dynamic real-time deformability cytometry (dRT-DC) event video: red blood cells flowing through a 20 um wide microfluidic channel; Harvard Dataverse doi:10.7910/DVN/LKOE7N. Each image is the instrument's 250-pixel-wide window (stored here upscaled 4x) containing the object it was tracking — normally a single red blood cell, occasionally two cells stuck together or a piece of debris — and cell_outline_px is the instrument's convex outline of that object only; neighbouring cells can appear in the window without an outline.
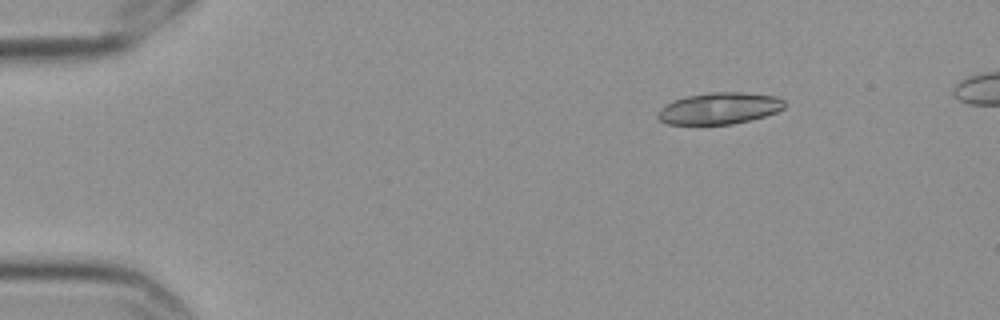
{"species": "Egyptian fruit bat (a non-hibernating species)", "species_latin": "Rousettus aegyptiacus", "temperature_condition": "cold", "stored_images_in_passage": 6, "segment_of_instrument_passage": [1, 2], "camera_frame_rate_fps": 3000, "um_per_image_px": 0.085, "frame": {"image": 1, "passage_image": 3, "time_ms": 0.667, "image_size_px": [1000, 320], "cell_outline_px": [[784, 108], [776, 112], [764, 116], [732, 124], [668, 124], [660, 120], [656, 116], [656, 112], [660, 108], [672, 100], [688, 96], [708, 92], [744, 92], [776, 96], [784, 100]], "centroid_in_image_um": [61.12, 9.2], "position_along_channel_um": 23.9, "area_um2": 23.35}}